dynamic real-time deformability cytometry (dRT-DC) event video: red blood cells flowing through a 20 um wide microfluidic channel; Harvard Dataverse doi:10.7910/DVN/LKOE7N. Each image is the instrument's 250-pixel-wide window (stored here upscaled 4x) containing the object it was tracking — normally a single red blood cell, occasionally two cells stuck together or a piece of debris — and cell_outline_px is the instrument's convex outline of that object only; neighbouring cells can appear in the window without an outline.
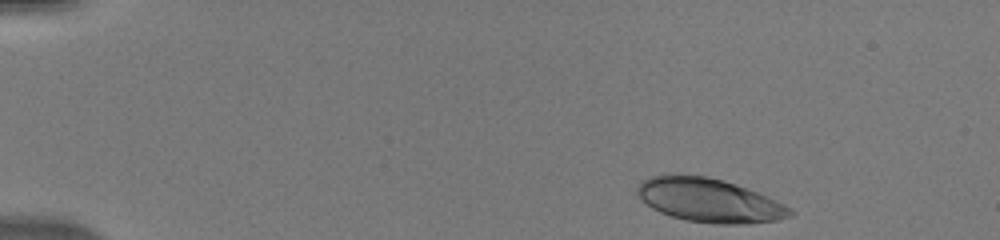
{"species": "human", "species_latin": "Homo sapiens", "temperature_condition": "warm", "stored_images_in_passage": 44, "camera_frame_rate_fps": 3000, "um_per_image_px": 0.085, "donor": {"sex": "male"}, "frame": {"image": 1, "passage_image": 1, "time_ms": 0.0, "image_size_px": [1000, 240], "cell_outline_px": [[796, 212], [792, 216], [776, 220], [744, 224], [716, 224], [684, 220], [660, 212], [652, 208], [636, 192], [636, 188], [640, 180], [648, 176], [672, 172], [708, 176], [724, 180], [736, 184], [768, 196], [792, 208]], "centroid_in_image_um": [60.26, 16.99], "position_along_channel_um": 24.7, "area_um2": 39.65}}
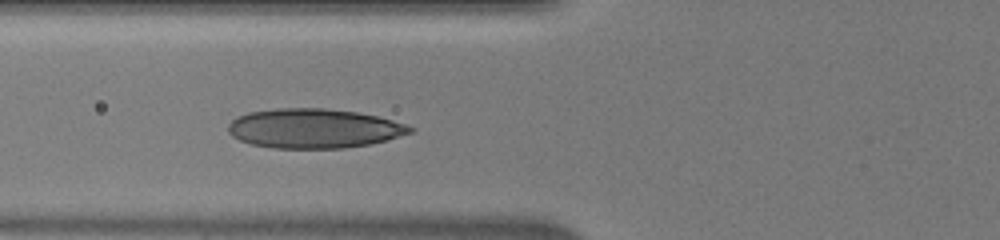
{"frame": {"image": 2, "passage_image": 14, "time_ms": 4.333, "image_size_px": [1000, 240], "cell_outline_px": [[416, 128], [412, 132], [388, 140], [368, 144], [344, 148], [272, 148], [252, 144], [240, 140], [232, 136], [228, 132], [228, 124], [236, 116], [248, 112], [276, 108], [324, 108], [356, 112], [376, 116], [392, 120]], "centroid_in_image_um": [26.66, 10.91], "position_along_channel_um": 99.1, "area_um2": 41.85}}
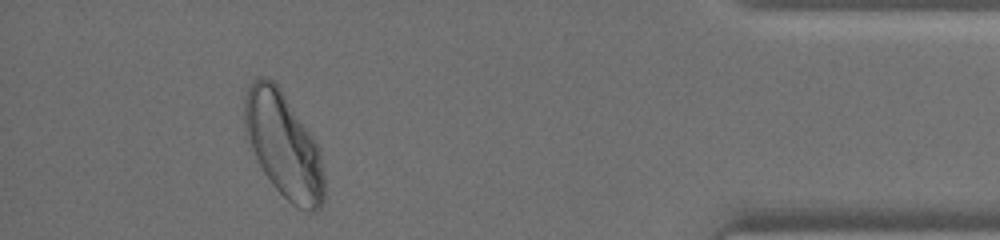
{"frame": {"image": 3, "passage_image": 40, "time_ms": 13.0, "image_size_px": [1000, 240], "cell_outline_px": [[324, 204], [320, 208], [312, 212], [308, 212], [292, 204], [272, 184], [264, 172], [244, 136], [244, 96], [248, 84], [256, 76], [268, 76], [276, 80], [312, 136], [320, 152], [324, 176]], "centroid_in_image_um": [24.07, 12.28], "position_along_channel_um": 411.1, "area_um2": 49.36}}